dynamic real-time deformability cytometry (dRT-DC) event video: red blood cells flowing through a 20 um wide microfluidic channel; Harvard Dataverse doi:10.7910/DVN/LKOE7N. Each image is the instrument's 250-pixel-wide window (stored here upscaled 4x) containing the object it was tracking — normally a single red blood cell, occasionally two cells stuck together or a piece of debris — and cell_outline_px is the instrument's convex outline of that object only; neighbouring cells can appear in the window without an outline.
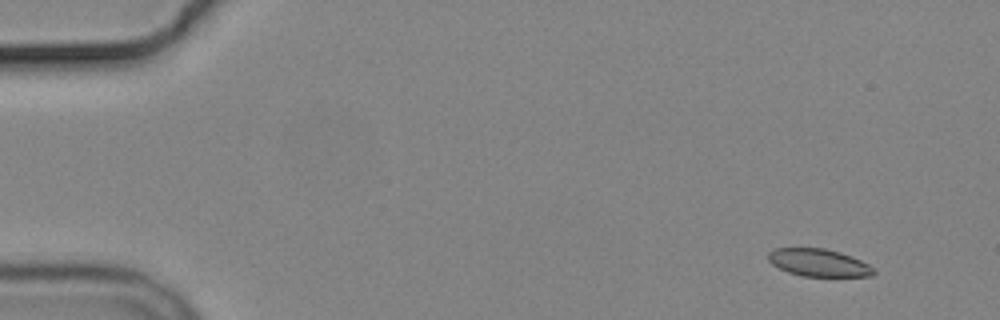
{"species": "common noctule bat (a hibernating species)", "species_latin": "Nyctalus noctula", "temperature_condition": "cold", "stored_images_in_passage": 5, "camera_frame_rate_fps": 3000, "um_per_image_px": 0.085, "animal": {"sex": "male", "body_mass_g": 19.2, "forearm_length_mm": 51.8}, "frame": {"image": 1, "passage_image": 2, "time_ms": 1.0, "image_size_px": [1000, 320], "cell_outline_px": [[876, 272], [872, 276], [800, 276], [788, 272], [772, 264], [768, 260], [768, 252], [772, 248], [824, 248], [840, 252], [852, 256], [868, 264]], "centroid_in_image_um": [69.56, 22.32], "position_along_channel_um": 15.4, "area_um2": 16.94}}
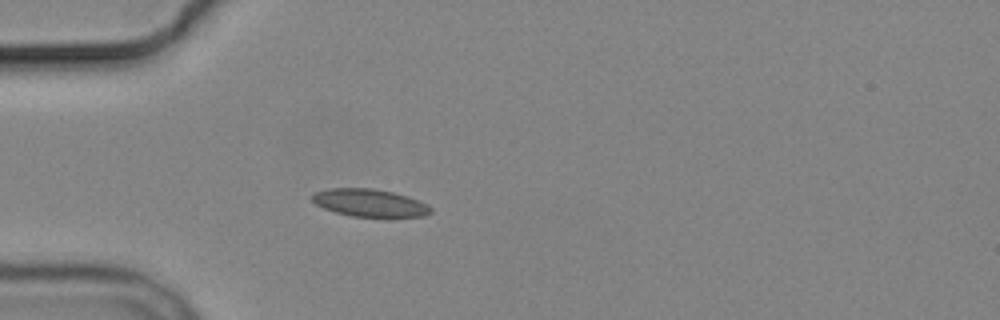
{"frame": {"image": 2, "passage_image": 5, "time_ms": 5.0, "image_size_px": [1000, 320], "cell_outline_px": [[432, 212], [424, 216], [392, 220], [384, 220], [352, 216], [336, 212], [324, 208], [316, 204], [312, 200], [312, 196], [316, 192], [328, 188], [372, 188], [392, 192], [408, 196], [428, 204], [432, 208]], "centroid_in_image_um": [31.53, 17.3], "position_along_channel_um": 53.5, "area_um2": 20.0}}